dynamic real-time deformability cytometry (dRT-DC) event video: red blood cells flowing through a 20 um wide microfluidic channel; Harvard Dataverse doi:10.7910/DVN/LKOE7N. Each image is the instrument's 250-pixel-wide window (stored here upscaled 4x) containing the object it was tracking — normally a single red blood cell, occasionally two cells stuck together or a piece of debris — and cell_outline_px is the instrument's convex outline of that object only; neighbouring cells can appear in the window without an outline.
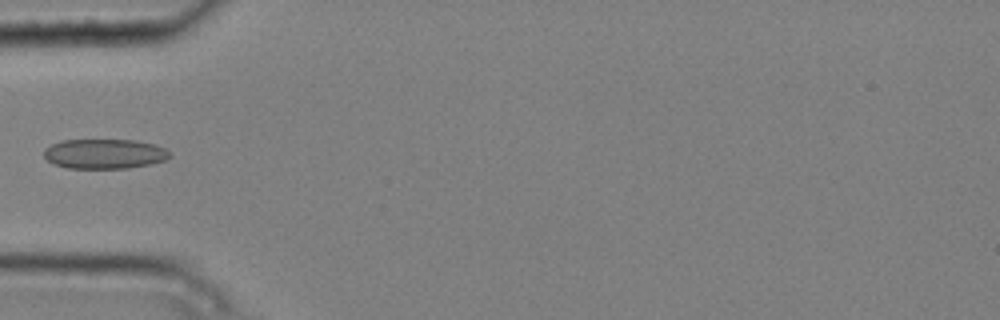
{"species": "common noctule bat (a hibernating species)", "species_latin": "Nyctalus noctula", "temperature_condition": "cold", "stored_images_in_passage": 4, "camera_frame_rate_fps": 3000, "um_per_image_px": 0.085, "animal": {"sex": "male", "body_mass_g": 20.4}, "frame": {"image": 1, "passage_image": 4, "time_ms": 1.0, "image_size_px": [1000, 320], "cell_outline_px": [[172, 156], [164, 160], [148, 164], [128, 168], [68, 168], [52, 164], [44, 156], [44, 148], [60, 140], [136, 140], [156, 144], [172, 152]], "centroid_in_image_um": [8.88, 13.07], "position_along_channel_um": 76.1, "area_um2": 21.96}}